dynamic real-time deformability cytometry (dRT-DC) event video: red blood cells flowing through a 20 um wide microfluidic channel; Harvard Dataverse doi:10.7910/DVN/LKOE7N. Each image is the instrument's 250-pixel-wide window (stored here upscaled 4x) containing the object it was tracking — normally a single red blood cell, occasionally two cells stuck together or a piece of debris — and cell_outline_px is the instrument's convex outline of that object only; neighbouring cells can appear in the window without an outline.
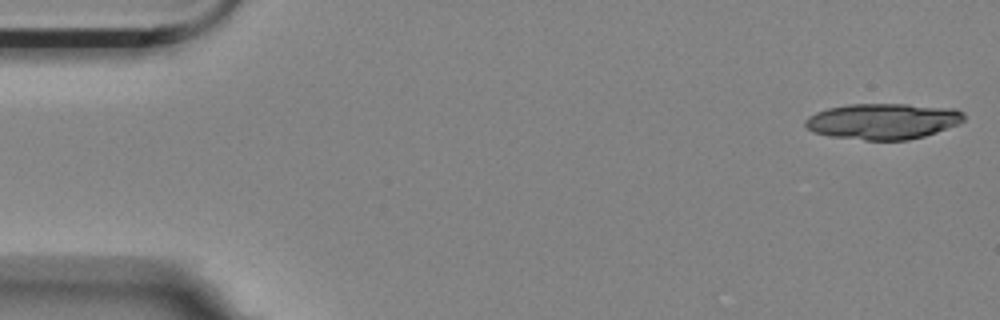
{"species": "Egyptian fruit bat (a non-hibernating species)", "species_latin": "Rousettus aegyptiacus", "temperature_condition": "room temperature", "stored_images_in_passage": 8, "camera_frame_rate_fps": 3000, "um_per_image_px": 0.085, "animal": {"sex": "female"}, "frame": {"image": 1, "passage_image": 1, "time_ms": 0.0, "image_size_px": [1000, 320], "cell_outline_px": [[964, 120], [960, 124], [924, 136], [908, 140], [864, 140], [828, 136], [812, 132], [804, 124], [804, 120], [808, 116], [816, 112], [828, 108], [848, 104], [908, 104], [956, 108], [964, 112]], "centroid_in_image_um": [75.06, 10.3], "position_along_channel_um": 9.9, "area_um2": 33.52}}
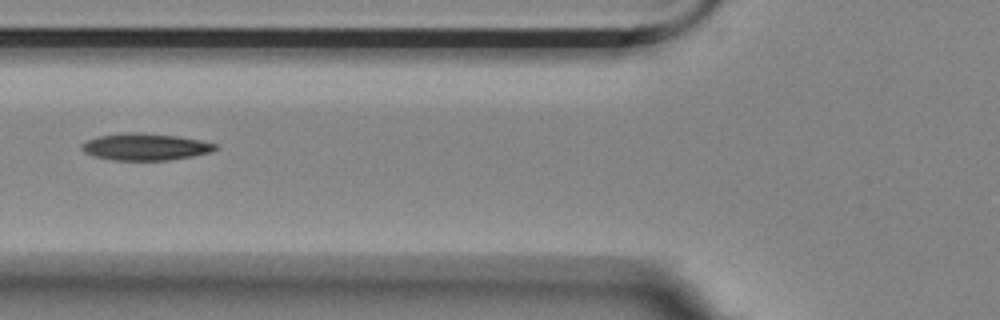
{"frame": {"image": 2, "passage_image": 6, "time_ms": 1.667, "image_size_px": [1000, 320], "cell_outline_px": [[216, 148], [212, 152], [192, 156], [168, 160], [112, 160], [92, 156], [84, 152], [80, 148], [80, 144], [88, 140], [100, 136], [128, 132], [140, 132], [176, 136], [200, 140], [216, 144]], "centroid_in_image_um": [12.31, 12.48], "position_along_channel_um": 113.5, "area_um2": 20.87}}
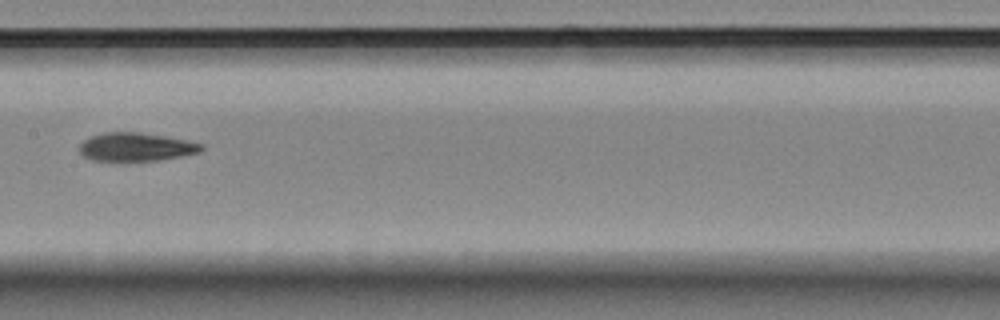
{"frame": {"image": 3, "passage_image": 8, "time_ms": 2.333, "image_size_px": [1000, 320], "cell_outline_px": [[204, 148], [200, 152], [160, 160], [92, 160], [84, 156], [80, 152], [80, 144], [84, 140], [92, 136], [104, 132], [140, 132], [188, 140], [204, 144]], "centroid_in_image_um": [11.59, 12.48], "position_along_channel_um": 195.8, "area_um2": 20.0}}